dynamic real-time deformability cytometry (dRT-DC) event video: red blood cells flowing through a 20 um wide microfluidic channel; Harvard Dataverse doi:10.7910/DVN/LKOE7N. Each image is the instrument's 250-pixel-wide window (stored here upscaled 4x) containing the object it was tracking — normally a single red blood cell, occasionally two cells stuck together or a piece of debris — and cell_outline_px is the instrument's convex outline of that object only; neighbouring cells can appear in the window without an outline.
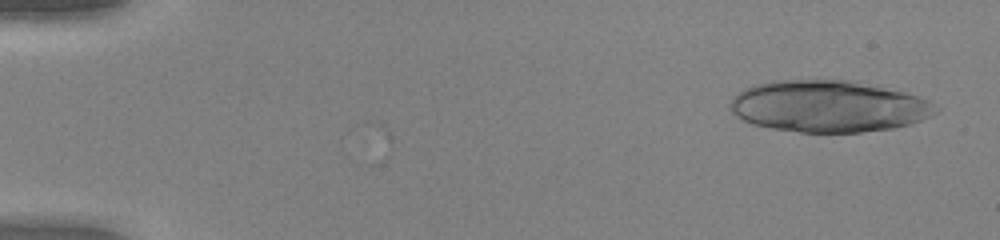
{"species": "human", "species_latin": "Homo sapiens", "temperature_condition": "warm", "stored_images_in_passage": 49, "camera_frame_rate_fps": 3000, "um_per_image_px": 0.085, "donor": {"sex": "female"}, "frame": {"image": 1, "passage_image": 1, "time_ms": 0.0, "image_size_px": [1000, 240], "cell_outline_px": [[940, 108], [932, 116], [908, 124], [892, 128], [860, 132], [800, 132], [772, 128], [752, 124], [740, 120], [728, 108], [728, 104], [732, 96], [744, 88], [752, 84], [772, 80], [860, 80], [904, 92], [928, 100]], "centroid_in_image_um": [70.37, 9.02], "position_along_channel_um": 14.6, "area_um2": 62.54}}
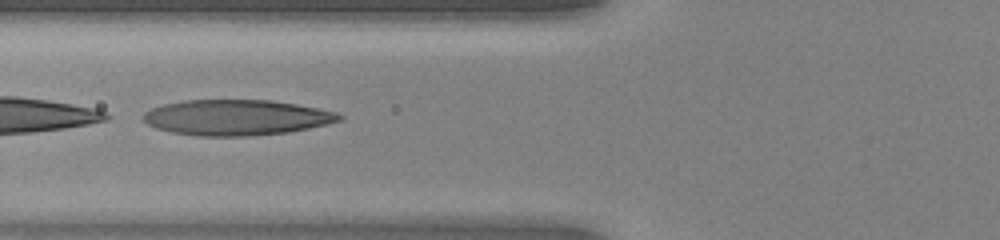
{"frame": {"image": 2, "passage_image": 19, "time_ms": 6.0, "image_size_px": [1000, 240], "cell_outline_px": [[344, 120], [328, 124], [288, 132], [248, 136], [196, 136], [172, 132], [156, 128], [148, 124], [140, 116], [144, 112], [152, 108], [164, 104], [184, 100], [268, 100], [296, 104], [336, 112], [344, 116]], "centroid_in_image_um": [20.09, 9.99], "position_along_channel_um": 105.7, "area_um2": 40.69}}
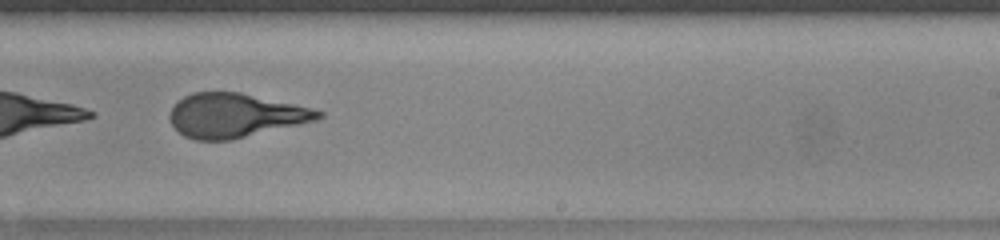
{"frame": {"image": 3, "passage_image": 31, "time_ms": 10.0, "image_size_px": [1000, 240], "cell_outline_px": [[324, 116], [316, 120], [232, 140], [196, 140], [184, 136], [172, 124], [168, 116], [172, 108], [184, 96], [192, 92], [240, 92], [312, 108], [324, 112]], "centroid_in_image_um": [19.99, 9.81], "position_along_channel_um": 269.0, "area_um2": 37.86}, "authors_computed_cell_mechanics": {"area_um2": 39.6508, "velocity_mm_per_s": 4.0932, "shape_relaxation_time_tau1_ms": 9.1501, "shape_relaxation_time_tau2_ms": 1.0049, "deformation_change_tau1": 0.3765, "deformation_change_tau2": 0.1018}}